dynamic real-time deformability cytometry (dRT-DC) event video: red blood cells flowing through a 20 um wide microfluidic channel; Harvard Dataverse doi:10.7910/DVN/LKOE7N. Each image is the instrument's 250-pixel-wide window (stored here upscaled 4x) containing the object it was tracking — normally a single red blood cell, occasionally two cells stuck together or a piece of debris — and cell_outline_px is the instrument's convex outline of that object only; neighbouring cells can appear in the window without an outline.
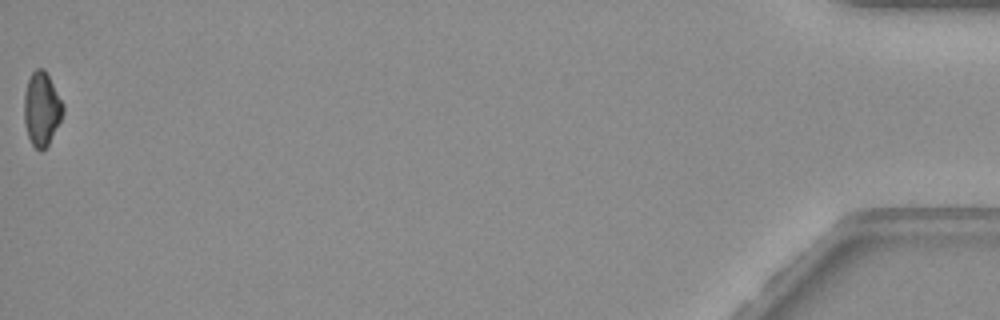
{"species": "common noctule bat (a hibernating species)", "species_latin": "Nyctalus noctula", "temperature_condition": "warm", "stored_images_in_passage": 43, "camera_frame_rate_fps": 3000, "um_per_image_px": 0.085, "animal": {"sex": "female", "body_mass_g": 19.3, "forearm_length_mm": 54.1}, "frame": {"image": 1, "passage_image": 43, "time_ms": 14.0, "image_size_px": [1000, 320], "cell_outline_px": [[64, 112], [48, 144], [40, 152], [32, 144], [28, 136], [24, 124], [24, 92], [28, 80], [32, 72], [36, 68], [44, 68], [64, 104]], "centroid_in_image_um": [3.53, 9.24], "position_along_channel_um": 431.7, "area_um2": 16.65}, "authors_computed_cell_mechanics": {"area_um2": 18.1492, "velocity_mm_per_s": 3.5434, "shape_relaxation_time_tau1_ms": 6.6802, "shape_relaxation_time_tau2_ms": null, "deformation_change_tau1": 0.1337, "deformation_change_tau2": null}}